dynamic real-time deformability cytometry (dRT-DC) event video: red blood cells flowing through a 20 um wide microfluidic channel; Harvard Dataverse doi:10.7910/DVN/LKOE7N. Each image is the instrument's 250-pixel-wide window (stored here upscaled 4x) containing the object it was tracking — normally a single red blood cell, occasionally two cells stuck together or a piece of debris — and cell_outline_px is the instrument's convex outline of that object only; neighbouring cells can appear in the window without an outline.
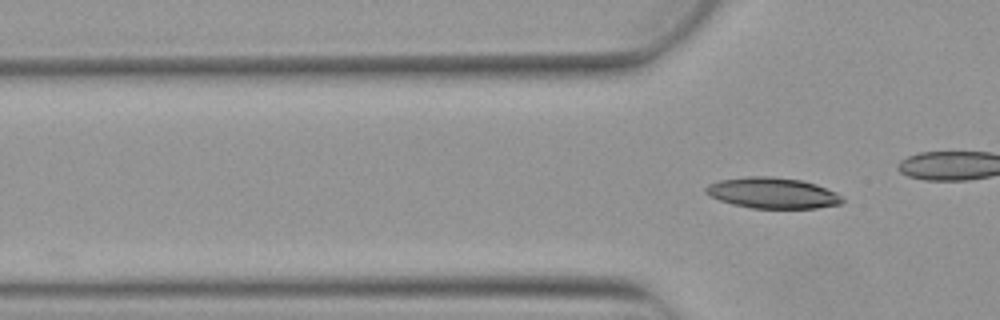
{"species": "Egyptian fruit bat (a non-hibernating species)", "species_latin": "Rousettus aegyptiacus", "temperature_condition": "warm", "stored_images_in_passage": 4, "camera_frame_rate_fps": 3000, "um_per_image_px": 0.085, "animal": {"sex": "female"}, "frame": {"image": 1, "passage_image": 4, "time_ms": 1.0, "image_size_px": [1000, 320], "cell_outline_px": [[844, 200], [840, 204], [816, 208], [752, 208], [732, 204], [720, 200], [704, 192], [704, 188], [708, 184], [720, 180], [748, 176], [772, 176], [800, 180], [816, 184], [836, 192]], "centroid_in_image_um": [65.65, 16.4], "position_along_channel_um": 60.1, "area_um2": 24.45}}